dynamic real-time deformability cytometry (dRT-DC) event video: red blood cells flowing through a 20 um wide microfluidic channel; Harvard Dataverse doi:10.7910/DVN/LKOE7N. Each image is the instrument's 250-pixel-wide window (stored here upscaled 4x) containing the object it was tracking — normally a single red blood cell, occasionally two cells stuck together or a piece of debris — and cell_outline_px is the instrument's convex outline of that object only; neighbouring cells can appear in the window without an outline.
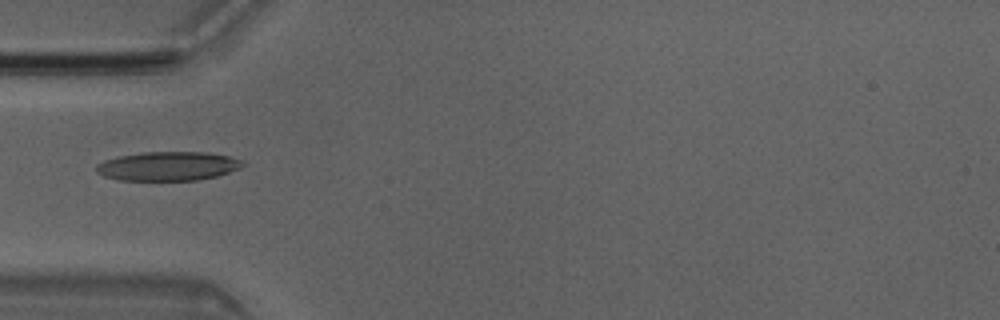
{"species": "Egyptian fruit bat (a non-hibernating species)", "species_latin": "Rousettus aegyptiacus", "temperature_condition": "room temperature", "stored_images_in_passage": 6, "camera_frame_rate_fps": 3000, "um_per_image_px": 0.085, "animal": {"sex": "male"}, "frame": {"image": 1, "passage_image": 5, "time_ms": 1.333, "image_size_px": [1000, 320], "cell_outline_px": [[244, 164], [240, 168], [216, 176], [196, 180], [116, 180], [104, 176], [96, 172], [96, 164], [104, 160], [120, 156], [144, 152], [208, 152], [228, 156], [244, 160]], "centroid_in_image_um": [14.27, 14.12], "position_along_channel_um": 70.7, "area_um2": 24.74}}